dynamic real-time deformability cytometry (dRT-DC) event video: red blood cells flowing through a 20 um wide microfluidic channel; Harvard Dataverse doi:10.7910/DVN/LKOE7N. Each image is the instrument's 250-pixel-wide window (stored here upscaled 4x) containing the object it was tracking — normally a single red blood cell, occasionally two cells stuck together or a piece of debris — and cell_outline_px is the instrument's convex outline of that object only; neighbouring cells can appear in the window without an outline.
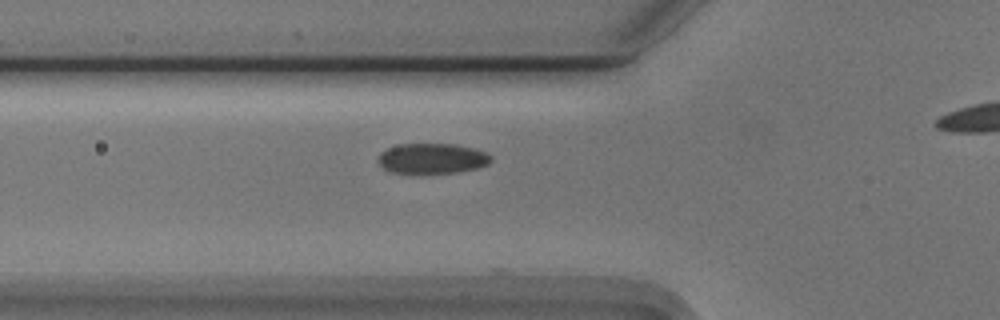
{"species": "Egyptian fruit bat (a non-hibernating species)", "species_latin": "Rousettus aegyptiacus", "temperature_condition": "cold", "stored_images_in_passage": 28, "camera_frame_rate_fps": 3000, "um_per_image_px": 0.085, "animal": {"sex": "male"}, "frame": {"image": 1, "passage_image": 2, "time_ms": 0.333, "image_size_px": [1000, 320], "cell_outline_px": [[492, 160], [488, 164], [476, 168], [456, 172], [392, 172], [384, 168], [376, 160], [380, 152], [388, 148], [400, 144], [456, 144], [476, 148], [488, 152], [492, 156]], "centroid_in_image_um": [36.77, 13.44], "position_along_channel_um": 89.0, "area_um2": 19.83}}
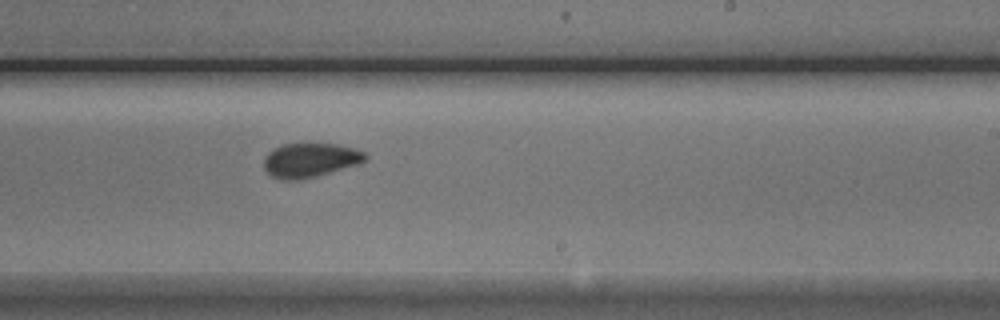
{"frame": {"image": 2, "passage_image": 16, "time_ms": 5.0, "image_size_px": [1000, 320], "cell_outline_px": [[368, 156], [364, 160], [356, 164], [316, 176], [296, 180], [280, 180], [272, 176], [264, 168], [264, 156], [272, 148], [284, 144], [336, 144], [352, 148], [364, 152]], "centroid_in_image_um": [26.3, 13.61], "position_along_channel_um": 262.7, "area_um2": 19.94}}
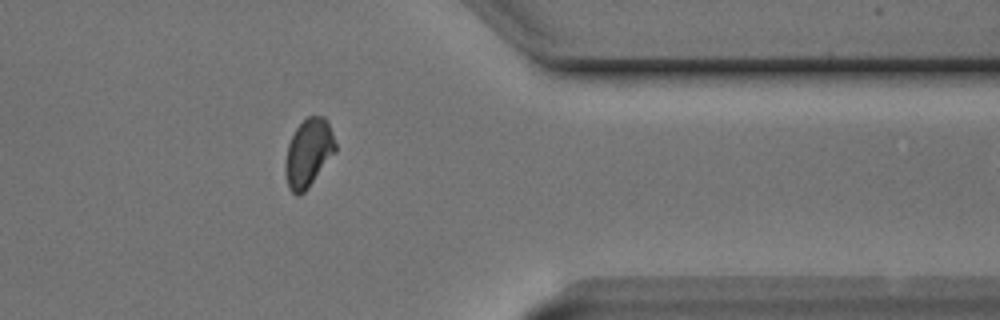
{"frame": {"image": 3, "passage_image": 27, "time_ms": 8.667, "image_size_px": [1000, 320], "cell_outline_px": [[336, 152], [308, 188], [300, 196], [296, 196], [288, 188], [284, 172], [284, 164], [288, 144], [296, 128], [308, 116], [324, 116], [328, 120], [336, 144]], "centroid_in_image_um": [26.21, 13.02], "position_along_channel_um": 385.2, "area_um2": 20.11}}